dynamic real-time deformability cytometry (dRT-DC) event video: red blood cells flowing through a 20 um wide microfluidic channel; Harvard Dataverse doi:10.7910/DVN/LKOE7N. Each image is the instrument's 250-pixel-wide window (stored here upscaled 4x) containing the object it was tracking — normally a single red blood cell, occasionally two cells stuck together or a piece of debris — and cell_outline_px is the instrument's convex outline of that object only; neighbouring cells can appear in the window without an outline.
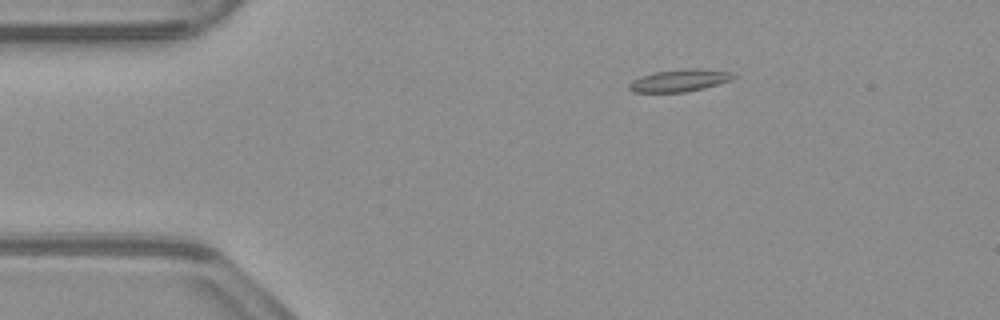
{"species": "common noctule bat (a hibernating species)", "species_latin": "Nyctalus noctula", "temperature_condition": "warm", "stored_images_in_passage": 45, "camera_frame_rate_fps": 3000, "um_per_image_px": 0.085, "animal": {"sex": "male", "body_mass_g": 23.1, "forearm_length_mm": 52.7}, "frame": {"image": 1, "passage_image": 1, "time_ms": 0.0, "image_size_px": [1000, 320], "cell_outline_px": [[736, 76], [728, 80], [704, 88], [684, 92], [632, 92], [628, 88], [628, 84], [632, 80], [640, 76], [656, 72], [684, 68], [700, 68], [732, 72]], "centroid_in_image_um": [57.71, 6.83], "position_along_channel_um": 27.3, "area_um2": 13.47}}
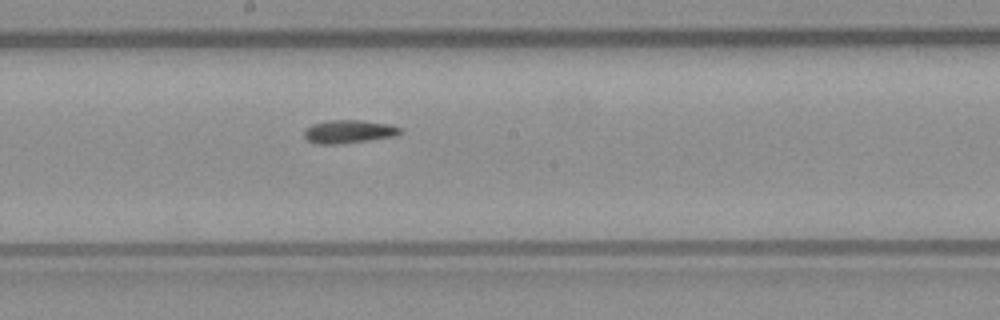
{"frame": {"image": 2, "passage_image": 20, "time_ms": 6.333, "image_size_px": [1000, 320], "cell_outline_px": [[404, 132], [396, 136], [340, 144], [316, 144], [308, 140], [304, 136], [304, 132], [312, 124], [328, 120], [360, 120], [388, 124], [400, 128]], "centroid_in_image_um": [29.66, 11.19], "position_along_channel_um": 218.5, "area_um2": 12.95}}
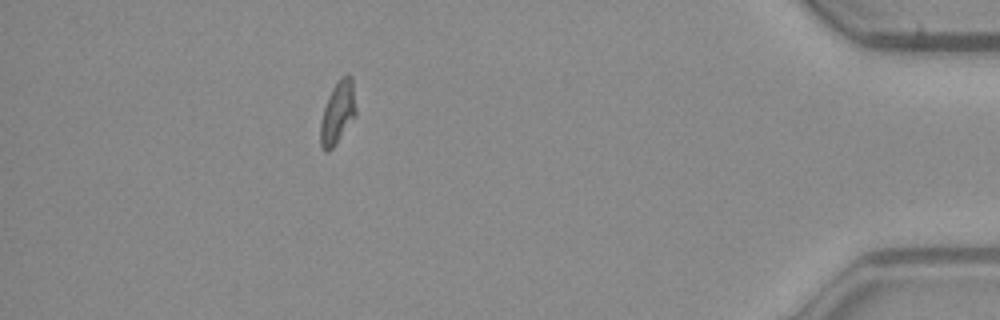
{"frame": {"image": 3, "passage_image": 39, "time_ms": 12.667, "image_size_px": [1000, 320], "cell_outline_px": [[356, 116], [336, 144], [328, 152], [324, 152], [320, 144], [320, 120], [328, 96], [332, 88], [340, 76], [348, 72], [352, 76], [356, 108]], "centroid_in_image_um": [28.71, 9.55], "position_along_channel_um": 406.5, "area_um2": 13.29}}